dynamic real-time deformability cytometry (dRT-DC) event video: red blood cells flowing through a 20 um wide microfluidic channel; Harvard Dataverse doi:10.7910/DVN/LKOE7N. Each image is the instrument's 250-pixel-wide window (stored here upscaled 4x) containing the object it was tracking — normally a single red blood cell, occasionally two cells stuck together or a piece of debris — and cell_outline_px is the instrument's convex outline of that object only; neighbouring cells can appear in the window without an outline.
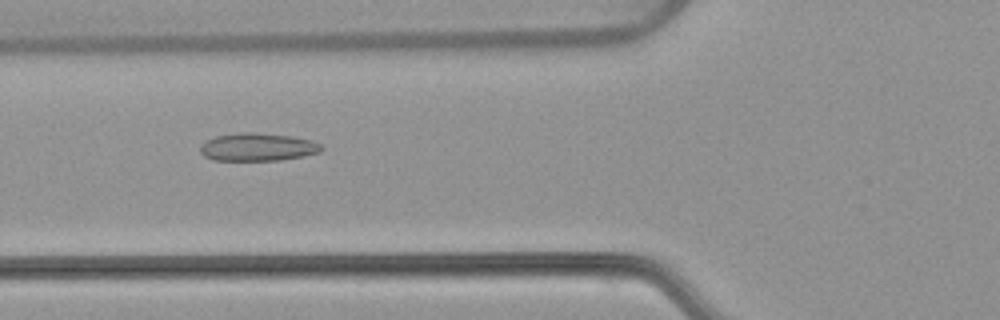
{"species": "common noctule bat (a hibernating species)", "species_latin": "Nyctalus noctula", "temperature_condition": "warm", "stored_images_in_passage": 53, "camera_frame_rate_fps": 3000, "um_per_image_px": 0.085, "animal": {"sex": "female", "body_mass_g": 22.7, "forearm_length_mm": 54.2}, "frame": {"image": 1, "passage_image": 20, "time_ms": 6.333, "image_size_px": [1000, 320], "cell_outline_px": [[324, 148], [320, 152], [304, 156], [280, 160], [212, 160], [204, 156], [200, 152], [200, 144], [204, 140], [216, 136], [240, 132], [256, 132], [292, 136], [312, 140], [320, 144]], "centroid_in_image_um": [21.88, 12.49], "position_along_channel_um": 103.9, "area_um2": 19.94}}
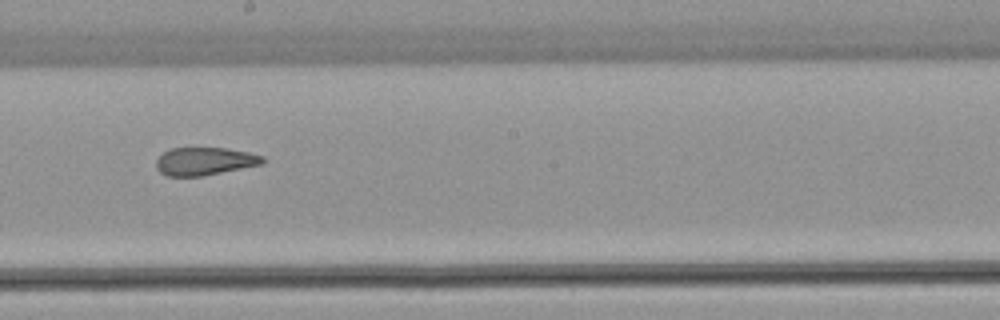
{"frame": {"image": 2, "passage_image": 30, "time_ms": 9.667, "image_size_px": [1000, 320], "cell_outline_px": [[264, 164], [200, 176], [168, 176], [160, 172], [156, 168], [156, 160], [164, 152], [172, 148], [228, 148], [248, 152], [264, 156]], "centroid_in_image_um": [17.41, 13.7], "position_along_channel_um": 230.8, "area_um2": 17.22}}
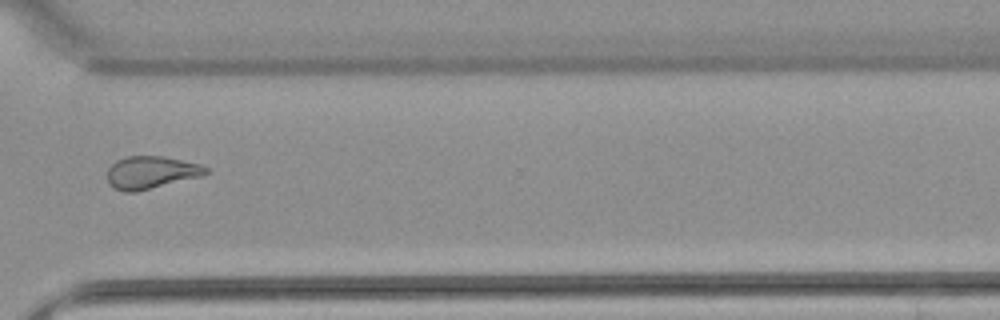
{"frame": {"image": 3, "passage_image": 40, "time_ms": 13.0, "image_size_px": [1000, 320], "cell_outline_px": [[208, 172], [204, 176], [136, 192], [124, 192], [108, 184], [108, 168], [116, 160], [128, 156], [164, 156], [200, 164], [208, 168]], "centroid_in_image_um": [12.86, 14.66], "position_along_channel_um": 357.7, "area_um2": 18.84}, "authors_computed_cell_mechanics": {"area_um2": 19.8832, "velocity_mm_per_s": 3.8052, "shape_relaxation_time_tau1_ms": null, "shape_relaxation_time_tau2_ms": 1.7343, "deformation_change_tau1": null, "deformation_change_tau2": 0.1001}}